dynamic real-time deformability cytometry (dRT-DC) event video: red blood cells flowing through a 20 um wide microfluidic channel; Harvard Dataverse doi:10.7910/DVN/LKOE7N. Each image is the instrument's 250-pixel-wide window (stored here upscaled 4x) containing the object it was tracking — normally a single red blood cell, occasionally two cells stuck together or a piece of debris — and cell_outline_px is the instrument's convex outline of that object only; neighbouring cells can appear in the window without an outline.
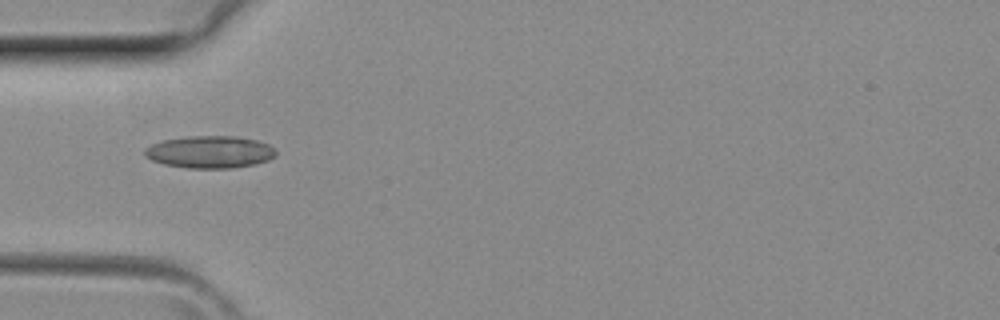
{"species": "common noctule bat (a hibernating species)", "species_latin": "Nyctalus noctula", "temperature_condition": "room temperature", "stored_images_in_passage": 3, "camera_frame_rate_fps": 3000, "um_per_image_px": 0.085, "animal": {"sex": "female", "body_mass_g": 29.2, "forearm_length_mm": 56.3}, "frame": {"image": 1, "passage_image": 2, "time_ms": 0.333, "image_size_px": [1000, 320], "cell_outline_px": [[276, 156], [268, 160], [252, 164], [232, 168], [188, 168], [164, 164], [152, 160], [144, 156], [144, 148], [160, 140], [188, 136], [236, 136], [256, 140], [268, 144], [276, 148]], "centroid_in_image_um": [17.82, 12.91], "position_along_channel_um": 67.2, "area_um2": 24.8}}
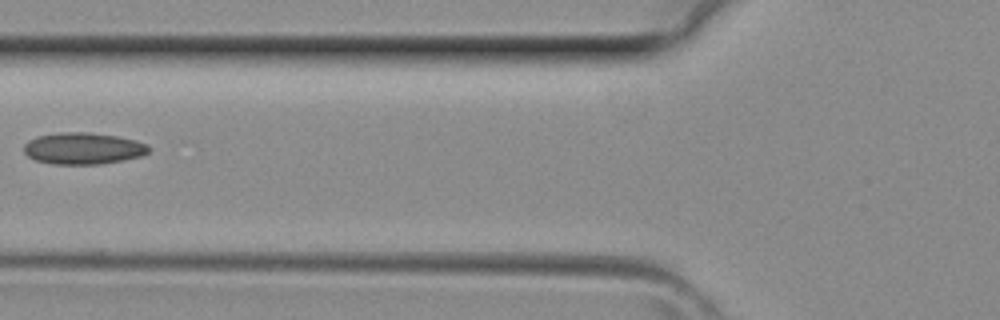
{"frame": {"image": 2, "passage_image": 3, "time_ms": 0.667, "image_size_px": [1000, 320], "cell_outline_px": [[152, 148], [148, 152], [140, 156], [124, 160], [100, 164], [52, 164], [36, 160], [28, 156], [24, 152], [24, 144], [28, 140], [36, 136], [60, 132], [88, 132], [116, 136], [136, 140], [148, 144]], "centroid_in_image_um": [7.07, 12.61], "position_along_channel_um": 118.7, "area_um2": 23.18}}